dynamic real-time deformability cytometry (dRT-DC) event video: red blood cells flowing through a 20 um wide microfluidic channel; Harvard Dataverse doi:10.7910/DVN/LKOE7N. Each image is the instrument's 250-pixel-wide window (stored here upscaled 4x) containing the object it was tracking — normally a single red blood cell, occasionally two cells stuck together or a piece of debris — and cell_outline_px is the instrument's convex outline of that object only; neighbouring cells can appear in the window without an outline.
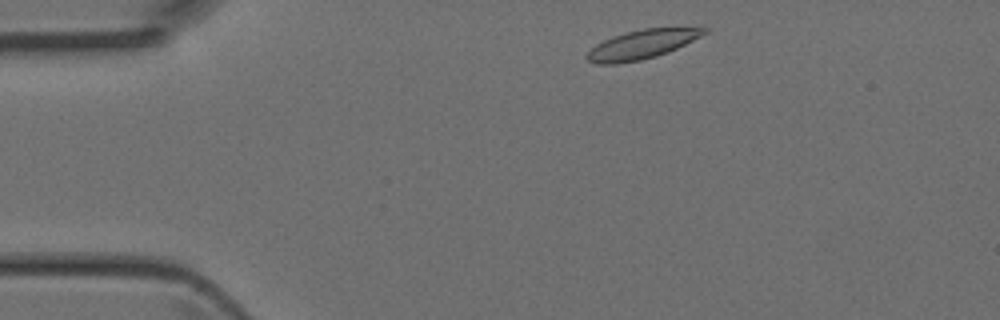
{"species": "Egyptian fruit bat (a non-hibernating species)", "species_latin": "Rousettus aegyptiacus", "temperature_condition": "room temperature", "stored_images_in_passage": 2, "camera_frame_rate_fps": 3000, "um_per_image_px": 0.085, "animal": {"sex": "female"}, "frame": {"image": 1, "passage_image": 1, "time_ms": 0.0, "image_size_px": [1000, 320], "cell_outline_px": [[708, 32], [668, 52], [656, 56], [640, 60], [616, 64], [596, 64], [588, 60], [584, 56], [596, 44], [612, 36], [624, 32], [644, 28], [708, 28]], "centroid_in_image_um": [54.5, 3.78], "position_along_channel_um": 30.5, "area_um2": 19.59}}